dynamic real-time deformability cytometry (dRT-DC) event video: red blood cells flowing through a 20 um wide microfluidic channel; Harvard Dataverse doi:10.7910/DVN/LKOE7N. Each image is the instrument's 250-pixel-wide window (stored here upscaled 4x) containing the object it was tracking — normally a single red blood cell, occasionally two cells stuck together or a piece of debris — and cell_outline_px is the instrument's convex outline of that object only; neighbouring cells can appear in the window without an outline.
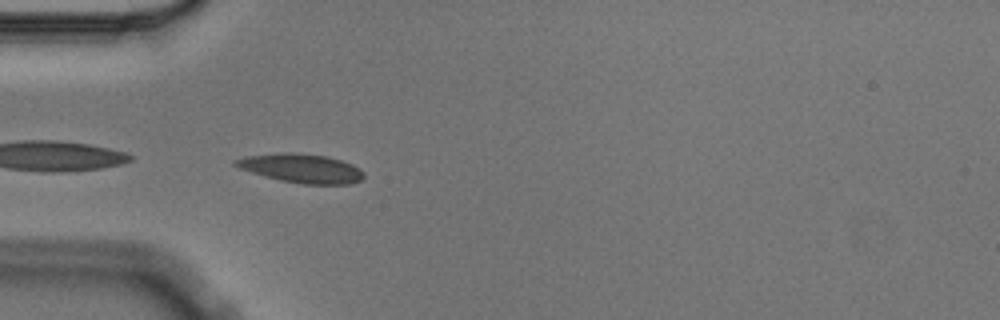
{"species": "Egyptian fruit bat (a non-hibernating species)", "species_latin": "Rousettus aegyptiacus", "temperature_condition": "cold", "stored_images_in_passage": 3, "camera_frame_rate_fps": 3000, "um_per_image_px": 0.085, "animal": {"sex": "male"}, "frame": {"image": 1, "passage_image": 3, "time_ms": 0.667, "image_size_px": [1000, 320], "cell_outline_px": [[364, 176], [360, 180], [348, 184], [300, 184], [280, 180], [264, 176], [240, 168], [232, 164], [232, 160], [244, 156], [280, 152], [296, 152], [328, 156], [352, 164], [360, 168], [364, 172]], "centroid_in_image_um": [25.59, 14.29], "position_along_channel_um": 59.4, "area_um2": 21.85}}